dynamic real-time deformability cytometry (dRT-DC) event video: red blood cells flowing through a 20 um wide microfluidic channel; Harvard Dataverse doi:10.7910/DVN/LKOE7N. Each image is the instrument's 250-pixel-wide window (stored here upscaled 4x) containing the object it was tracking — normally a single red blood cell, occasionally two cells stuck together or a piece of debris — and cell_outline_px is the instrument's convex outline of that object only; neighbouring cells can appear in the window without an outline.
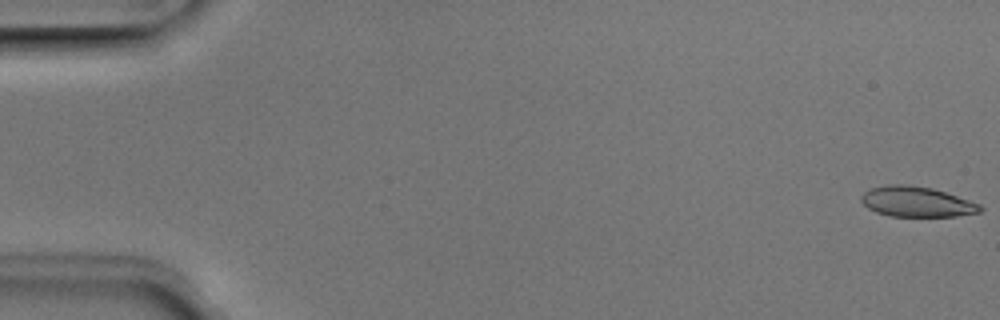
{"species": "Egyptian fruit bat (a non-hibernating species)", "species_latin": "Rousettus aegyptiacus", "temperature_condition": "room temperature", "stored_images_in_passage": 52, "camera_frame_rate_fps": 3000, "um_per_image_px": 0.085, "animal": {"sex": "male"}, "frame": {"image": 1, "passage_image": 1, "time_ms": 0.0, "image_size_px": [1000, 320], "cell_outline_px": [[984, 208], [980, 212], [956, 216], [888, 216], [876, 212], [868, 208], [860, 200], [860, 196], [864, 192], [872, 188], [888, 184], [904, 184], [932, 188], [980, 204]], "centroid_in_image_um": [77.89, 17.15], "position_along_channel_um": 7.1, "area_um2": 20.87}}
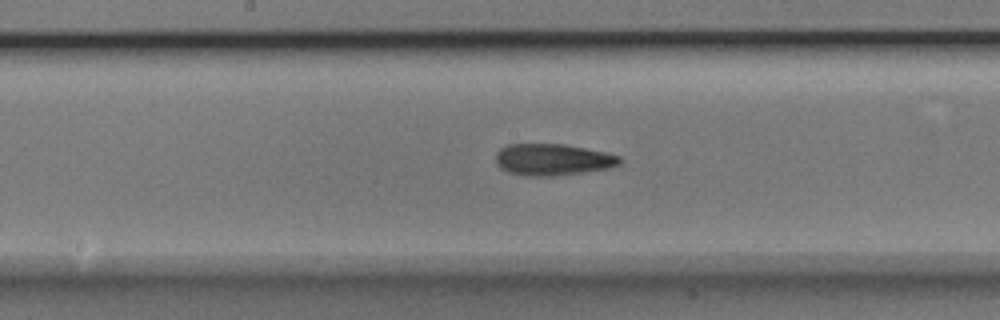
{"frame": {"image": 2, "passage_image": 27, "time_ms": 8.667, "image_size_px": [1000, 320], "cell_outline_px": [[624, 160], [620, 164], [608, 168], [552, 176], [528, 176], [508, 172], [500, 168], [496, 164], [496, 152], [500, 148], [508, 144], [564, 144], [604, 152], [620, 156]], "centroid_in_image_um": [46.95, 13.56], "position_along_channel_um": 201.2, "area_um2": 22.77}}
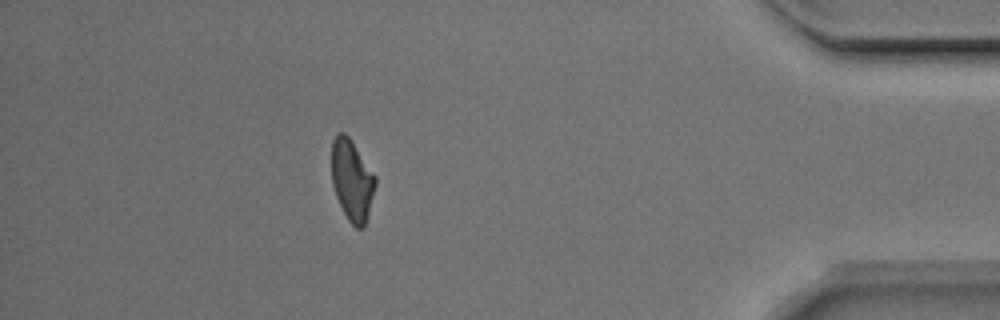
{"frame": {"image": 3, "passage_image": 46, "time_ms": 15.0, "image_size_px": [1000, 320], "cell_outline_px": [[376, 184], [364, 228], [356, 228], [348, 220], [336, 196], [332, 184], [332, 140], [336, 132], [344, 132], [348, 136], [376, 176]], "centroid_in_image_um": [29.91, 15.3], "position_along_channel_um": 405.3, "area_um2": 20.52}, "authors_computed_cell_mechanics": {"area_um2": 21.8484, "velocity_mm_per_s": 3.9534, "shape_relaxation_time_tau1_ms": null, "shape_relaxation_time_tau2_ms": 3.1485, "deformation_change_tau1": null, "deformation_change_tau2": 0.1059}}